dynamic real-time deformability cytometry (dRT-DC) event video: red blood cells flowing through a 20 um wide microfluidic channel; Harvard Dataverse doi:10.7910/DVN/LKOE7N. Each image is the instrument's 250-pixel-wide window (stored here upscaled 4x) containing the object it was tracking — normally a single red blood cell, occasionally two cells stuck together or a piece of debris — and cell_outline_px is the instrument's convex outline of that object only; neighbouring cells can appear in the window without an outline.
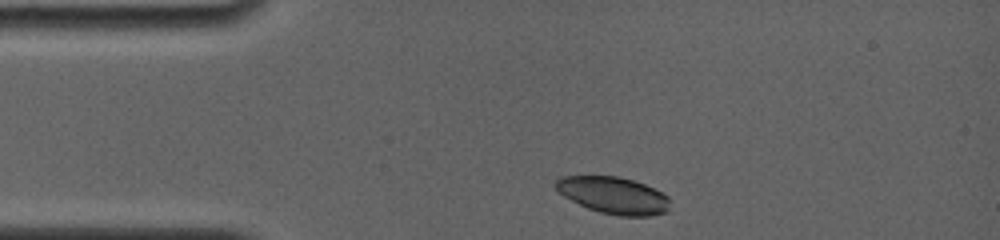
{"species": "common noctule bat (a hibernating species)", "species_latin": "Nyctalus noctula", "temperature_condition": "room temperature", "stored_images_in_passage": 5, "camera_frame_rate_fps": 4000, "um_per_image_px": 0.085, "animal": {"sex": "female", "body_mass_g": 19.0, "forearm_length_mm": 56.7}, "frame": {"image": 1, "passage_image": 1, "time_ms": 0.0, "image_size_px": [1000, 240], "cell_outline_px": [[668, 208], [664, 212], [652, 216], [620, 216], [600, 212], [588, 208], [564, 196], [556, 188], [556, 180], [560, 176], [620, 176], [644, 184], [668, 196]], "centroid_in_image_um": [52.14, 16.6], "position_along_channel_um": 32.9, "area_um2": 24.22}}
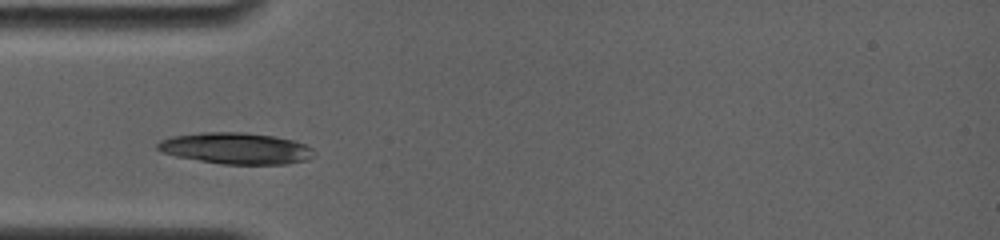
{"frame": {"image": 2, "passage_image": 3, "time_ms": 1.75, "image_size_px": [1000, 240], "cell_outline_px": [[312, 156], [308, 160], [284, 164], [220, 164], [176, 156], [160, 152], [156, 148], [156, 144], [160, 140], [172, 136], [200, 132], [244, 132], [272, 136], [292, 140], [304, 144], [312, 148]], "centroid_in_image_um": [20.0, 12.61], "position_along_channel_um": 65.0, "area_um2": 28.55}}
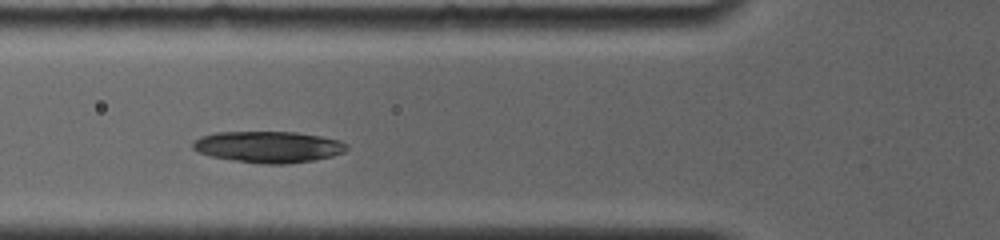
{"frame": {"image": 3, "passage_image": 4, "time_ms": 2.75, "image_size_px": [1000, 240], "cell_outline_px": [[348, 148], [344, 152], [332, 156], [312, 160], [288, 164], [260, 164], [212, 156], [200, 152], [192, 148], [192, 140], [200, 136], [216, 132], [296, 132], [320, 136], [340, 140], [348, 144]], "centroid_in_image_um": [22.82, 12.48], "position_along_channel_um": 103.0, "area_um2": 28.15}}